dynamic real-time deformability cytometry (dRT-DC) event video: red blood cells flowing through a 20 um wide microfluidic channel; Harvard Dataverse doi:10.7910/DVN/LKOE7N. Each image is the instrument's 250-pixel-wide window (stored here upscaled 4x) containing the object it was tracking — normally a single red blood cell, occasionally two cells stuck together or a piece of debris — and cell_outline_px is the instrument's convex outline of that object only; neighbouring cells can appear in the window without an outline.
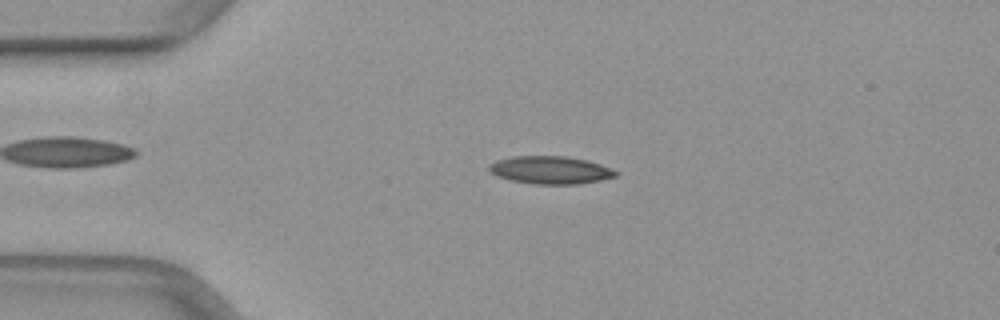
{"species": "common noctule bat (a hibernating species)", "species_latin": "Nyctalus noctula", "temperature_condition": "warm", "stored_images_in_passage": 47, "camera_frame_rate_fps": 3000, "um_per_image_px": 0.085, "animal": {"sex": "female", "body_mass_g": 29.2, "forearm_length_mm": 56.3}, "frame": {"image": 1, "passage_image": 9, "time_ms": 2.667, "image_size_px": [1000, 320], "cell_outline_px": [[616, 176], [600, 180], [576, 184], [536, 184], [512, 180], [496, 176], [488, 172], [488, 168], [496, 160], [512, 156], [564, 156], [584, 160], [600, 164], [616, 172]], "centroid_in_image_um": [46.72, 14.45], "position_along_channel_um": 38.3, "area_um2": 20.17}}
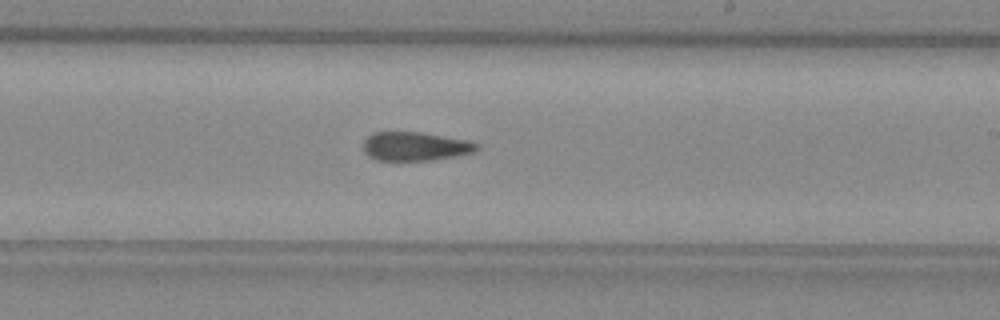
{"frame": {"image": 2, "passage_image": 27, "time_ms": 8.667, "image_size_px": [1000, 320], "cell_outline_px": [[480, 148], [476, 152], [456, 156], [432, 160], [376, 160], [368, 156], [364, 152], [364, 140], [372, 132], [420, 132], [468, 140], [476, 144]], "centroid_in_image_um": [35.29, 12.44], "position_along_channel_um": 253.7, "area_um2": 19.07}}
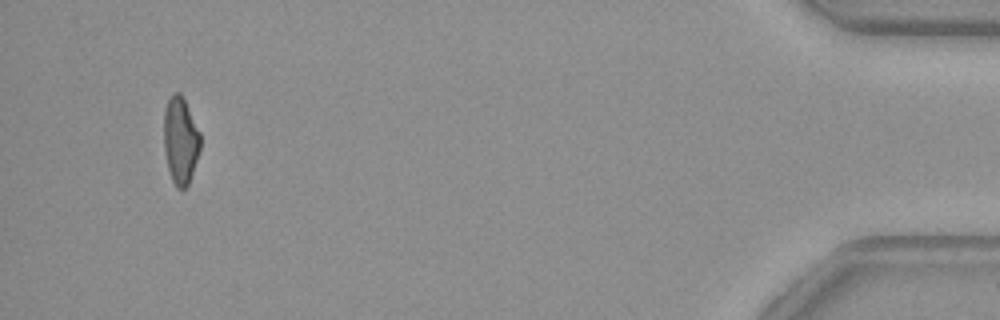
{"frame": {"image": 3, "passage_image": 45, "time_ms": 14.667, "image_size_px": [1000, 320], "cell_outline_px": [[200, 148], [188, 184], [184, 188], [176, 188], [172, 180], [168, 168], [164, 152], [164, 112], [168, 100], [172, 92], [180, 92], [200, 132]], "centroid_in_image_um": [15.32, 11.92], "position_along_channel_um": 419.9, "area_um2": 18.26}}